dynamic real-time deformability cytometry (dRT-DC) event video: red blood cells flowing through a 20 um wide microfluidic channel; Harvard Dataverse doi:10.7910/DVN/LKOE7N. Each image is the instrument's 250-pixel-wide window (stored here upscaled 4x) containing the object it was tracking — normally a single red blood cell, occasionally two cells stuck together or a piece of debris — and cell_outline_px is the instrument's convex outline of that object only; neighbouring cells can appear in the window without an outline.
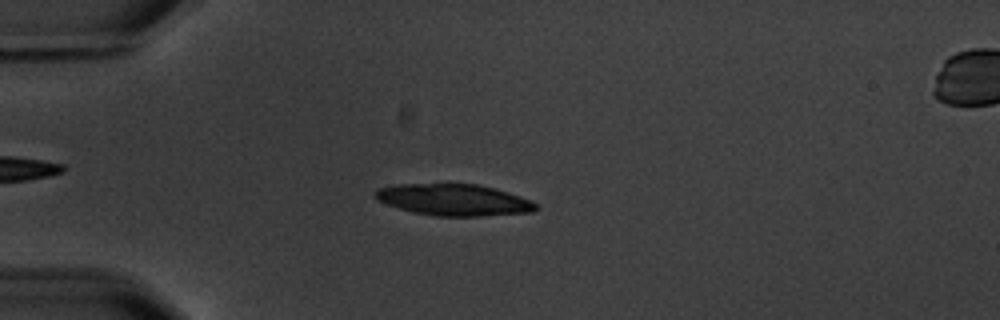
{"species": "common noctule bat (a hibernating species)", "species_latin": "Nyctalus noctula", "temperature_condition": "warm", "stored_images_in_passage": 5, "camera_frame_rate_fps": 3000, "um_per_image_px": 0.085, "animal": {"sex": "male", "body_mass_g": 20.1, "forearm_length_mm": 53.5}, "frame": {"image": 1, "passage_image": 4, "time_ms": 3.333, "image_size_px": [1000, 320], "cell_outline_px": [[540, 208], [532, 212], [480, 216], [432, 216], [412, 212], [376, 200], [372, 196], [372, 192], [376, 188], [392, 184], [476, 184], [492, 188], [520, 196], [532, 200]], "centroid_in_image_um": [38.51, 16.99], "position_along_channel_um": 46.5, "area_um2": 29.71}}